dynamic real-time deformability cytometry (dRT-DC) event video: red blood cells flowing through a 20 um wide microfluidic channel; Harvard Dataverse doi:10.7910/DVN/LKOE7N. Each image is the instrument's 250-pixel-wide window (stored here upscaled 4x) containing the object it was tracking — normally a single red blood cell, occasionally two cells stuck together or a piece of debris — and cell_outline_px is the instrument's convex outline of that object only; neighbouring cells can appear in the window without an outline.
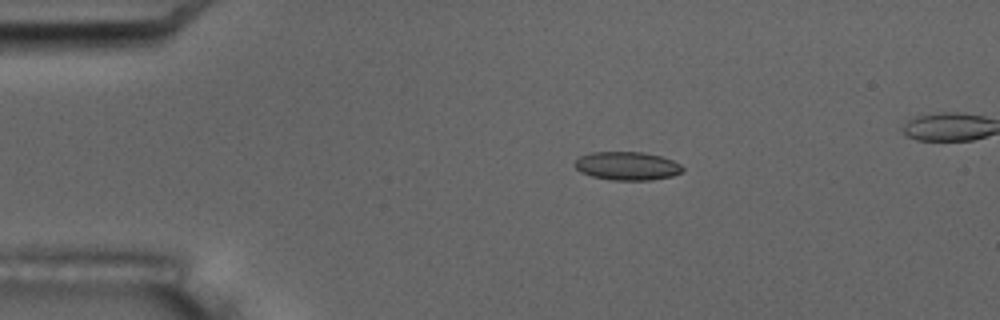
{"species": "common noctule bat (a hibernating species)", "species_latin": "Nyctalus noctula", "temperature_condition": "room temperature", "stored_images_in_passage": 4, "camera_frame_rate_fps": 3000, "um_per_image_px": 0.085, "animal": {"sex": "male", "body_mass_g": 17.5, "forearm_length_mm": 52.3}, "frame": {"image": 1, "passage_image": 2, "time_ms": 2.333, "image_size_px": [1000, 320], "cell_outline_px": [[684, 168], [680, 172], [672, 176], [648, 180], [612, 180], [592, 176], [580, 172], [572, 164], [580, 156], [592, 152], [644, 152], [660, 156], [672, 160], [680, 164]], "centroid_in_image_um": [53.28, 14.1], "position_along_channel_um": 31.7, "area_um2": 17.8}}